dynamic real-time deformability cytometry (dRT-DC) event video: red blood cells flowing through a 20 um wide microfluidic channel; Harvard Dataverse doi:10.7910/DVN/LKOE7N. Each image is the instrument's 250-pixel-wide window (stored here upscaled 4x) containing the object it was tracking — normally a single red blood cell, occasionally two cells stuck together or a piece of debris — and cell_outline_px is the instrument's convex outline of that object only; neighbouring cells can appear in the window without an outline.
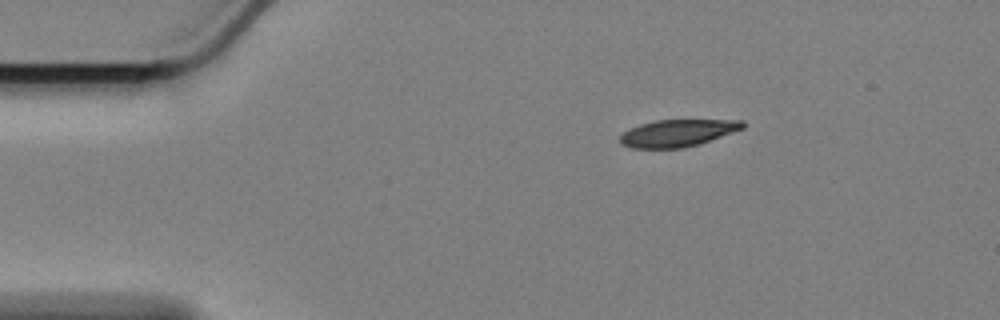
{"species": "Egyptian fruit bat (a non-hibernating species)", "species_latin": "Rousettus aegyptiacus", "temperature_condition": "cold", "stored_images_in_passage": 47, "camera_frame_rate_fps": 3000, "um_per_image_px": 0.085, "animal": {"sex": "female"}, "frame": {"image": 1, "passage_image": 1, "time_ms": 0.0, "image_size_px": [1000, 320], "cell_outline_px": [[744, 128], [696, 144], [680, 148], [632, 148], [620, 144], [620, 136], [624, 132], [640, 124], [656, 120], [744, 120]], "centroid_in_image_um": [57.56, 11.3], "position_along_channel_um": 27.4, "area_um2": 18.96}}
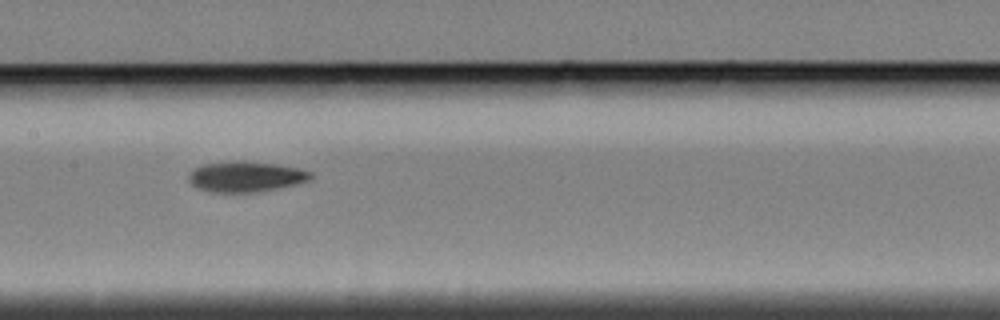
{"frame": {"image": 2, "passage_image": 20, "time_ms": 6.333, "image_size_px": [1000, 320], "cell_outline_px": [[312, 180], [296, 184], [260, 192], [208, 192], [196, 188], [188, 180], [188, 176], [196, 168], [204, 164], [236, 160], [244, 160], [280, 164], [300, 168], [312, 172]], "centroid_in_image_um": [20.93, 15.01], "position_along_channel_um": 186.5, "area_um2": 22.08}}
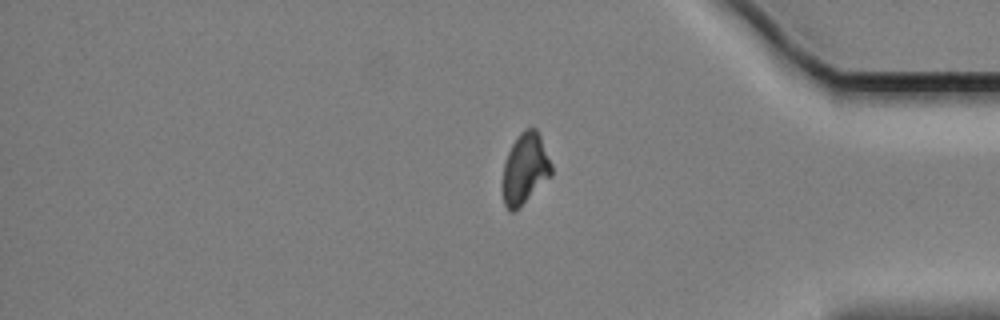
{"frame": {"image": 3, "passage_image": 40, "time_ms": 13.0, "image_size_px": [1000, 320], "cell_outline_px": [[552, 176], [512, 212], [508, 212], [504, 204], [504, 164], [508, 152], [512, 144], [520, 132], [524, 128], [536, 128], [540, 136], [552, 164]], "centroid_in_image_um": [44.65, 14.3], "position_along_channel_um": 390.6, "area_um2": 19.71}}